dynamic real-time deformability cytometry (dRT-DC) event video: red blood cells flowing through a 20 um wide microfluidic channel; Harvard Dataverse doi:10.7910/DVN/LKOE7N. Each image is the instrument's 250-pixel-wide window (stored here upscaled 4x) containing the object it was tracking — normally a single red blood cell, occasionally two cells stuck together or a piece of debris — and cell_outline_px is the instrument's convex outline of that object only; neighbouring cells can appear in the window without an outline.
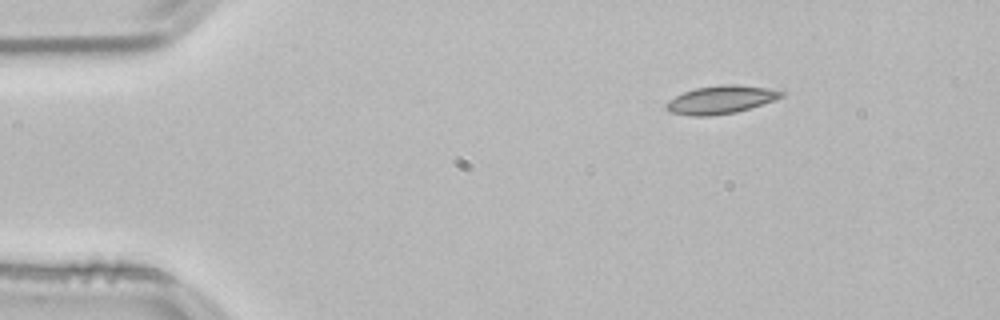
{"species": "common noctule bat (a hibernating species)", "species_latin": "Nyctalus noctula", "temperature_condition": "room temperature", "stored_images_in_passage": 46, "camera_frame_rate_fps": 3000, "um_per_image_px": 0.085, "animal": {"sex": "male", "body_mass_g": 21.5, "forearm_length_mm": 52.0}, "frame": {"image": 1, "passage_image": 1, "time_ms": 0.0, "image_size_px": [1000, 320], "cell_outline_px": [[784, 96], [776, 100], [736, 112], [708, 116], [692, 116], [672, 112], [664, 108], [664, 104], [668, 100], [684, 92], [696, 88], [720, 84], [736, 84], [768, 88], [784, 92]], "centroid_in_image_um": [61.27, 8.47], "position_along_channel_um": 23.7, "area_um2": 18.84}}
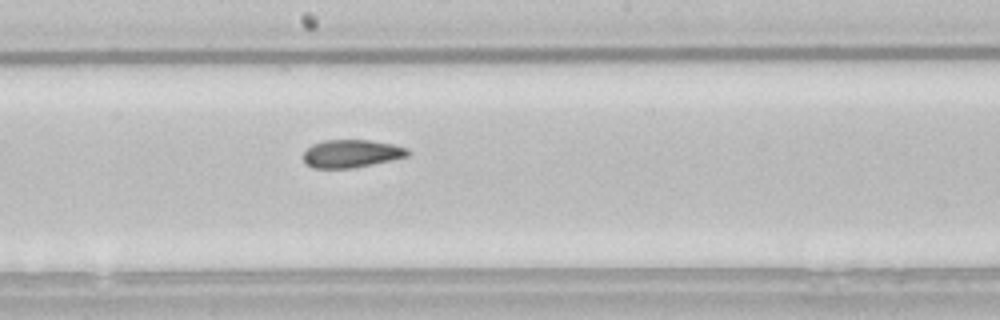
{"frame": {"image": 2, "passage_image": 22, "time_ms": 7.0, "image_size_px": [1000, 320], "cell_outline_px": [[412, 152], [408, 156], [372, 164], [348, 168], [312, 168], [304, 160], [304, 152], [312, 144], [324, 140], [368, 140], [392, 144], [408, 148]], "centroid_in_image_um": [29.89, 13.05], "position_along_channel_um": 218.3, "area_um2": 16.82}}
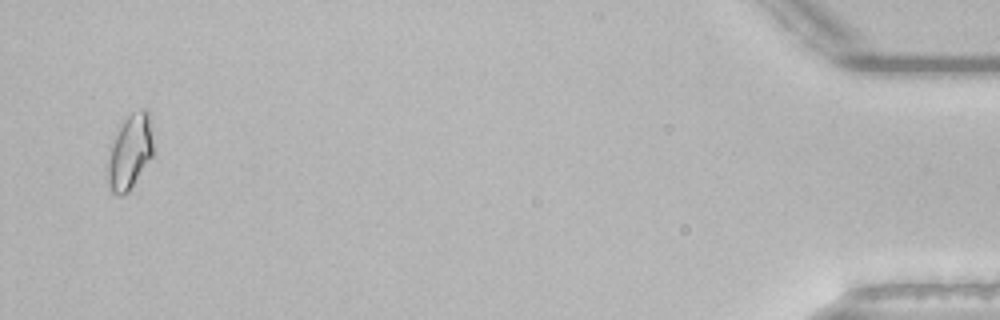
{"frame": {"image": 3, "passage_image": 45, "time_ms": 14.667, "image_size_px": [1000, 320], "cell_outline_px": [[152, 156], [128, 192], [120, 196], [112, 192], [108, 188], [104, 176], [104, 164], [112, 144], [124, 120], [132, 112], [144, 108], [148, 112], [152, 140]], "centroid_in_image_um": [10.96, 12.99], "position_along_channel_um": 424.2, "area_um2": 19.94}, "authors_computed_cell_mechanics": {"area_um2": 17.5712, "velocity_mm_per_s": 3.8297, "shape_relaxation_time_tau1_ms": null, "shape_relaxation_time_tau2_ms": 3.4836, "deformation_change_tau1": null, "deformation_change_tau2": 0.0954}}